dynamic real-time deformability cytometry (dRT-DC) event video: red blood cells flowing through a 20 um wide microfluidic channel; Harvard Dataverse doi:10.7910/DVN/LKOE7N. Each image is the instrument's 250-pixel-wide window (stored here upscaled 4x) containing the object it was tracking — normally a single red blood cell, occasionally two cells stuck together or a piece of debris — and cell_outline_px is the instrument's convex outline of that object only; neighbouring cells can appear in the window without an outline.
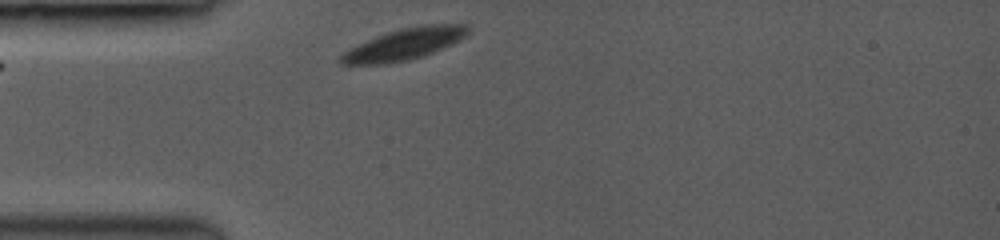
{"species": "common noctule bat (a hibernating species)", "species_latin": "Nyctalus noctula", "temperature_condition": "room temperature", "stored_images_in_passage": 5, "camera_frame_rate_fps": 3000, "um_per_image_px": 0.085, "animal": {"sex": "female", "body_mass_g": 19.0, "forearm_length_mm": 53.3}, "frame": {"image": 1, "passage_image": 1, "time_ms": 0.0, "image_size_px": [1000, 240], "cell_outline_px": [[468, 32], [460, 40], [452, 44], [432, 52], [408, 60], [388, 64], [340, 64], [336, 60], [344, 52], [376, 36], [388, 32], [404, 28], [424, 24], [468, 24]], "centroid_in_image_um": [34.36, 3.76], "position_along_channel_um": 50.6, "area_um2": 22.89}}
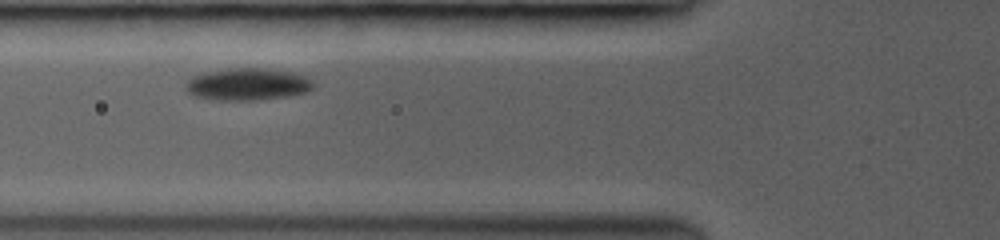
{"frame": {"image": 2, "passage_image": 3, "time_ms": 1.667, "image_size_px": [1000, 240], "cell_outline_px": [[316, 84], [308, 92], [288, 96], [256, 100], [208, 100], [196, 96], [188, 92], [184, 88], [184, 84], [192, 76], [204, 72], [232, 68], [260, 68], [292, 72], [304, 76], [312, 80]], "centroid_in_image_um": [21.02, 7.17], "position_along_channel_um": 104.8, "area_um2": 24.1}}
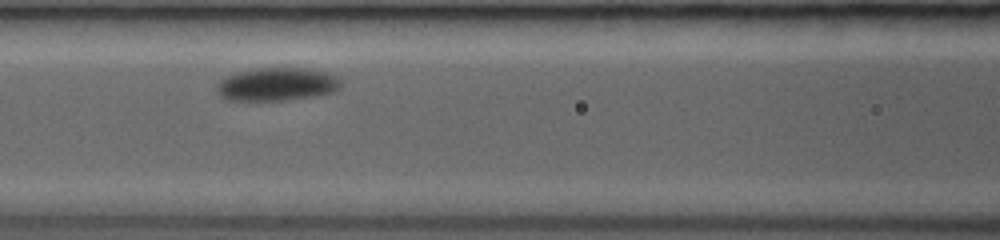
{"frame": {"image": 3, "passage_image": 4, "time_ms": 2.667, "image_size_px": [1000, 240], "cell_outline_px": [[340, 88], [332, 92], [316, 96], [288, 100], [224, 100], [216, 92], [216, 84], [224, 76], [256, 68], [304, 68], [328, 72], [336, 76], [340, 80]], "centroid_in_image_um": [23.51, 7.17], "position_along_channel_um": 143.1, "area_um2": 24.16}}